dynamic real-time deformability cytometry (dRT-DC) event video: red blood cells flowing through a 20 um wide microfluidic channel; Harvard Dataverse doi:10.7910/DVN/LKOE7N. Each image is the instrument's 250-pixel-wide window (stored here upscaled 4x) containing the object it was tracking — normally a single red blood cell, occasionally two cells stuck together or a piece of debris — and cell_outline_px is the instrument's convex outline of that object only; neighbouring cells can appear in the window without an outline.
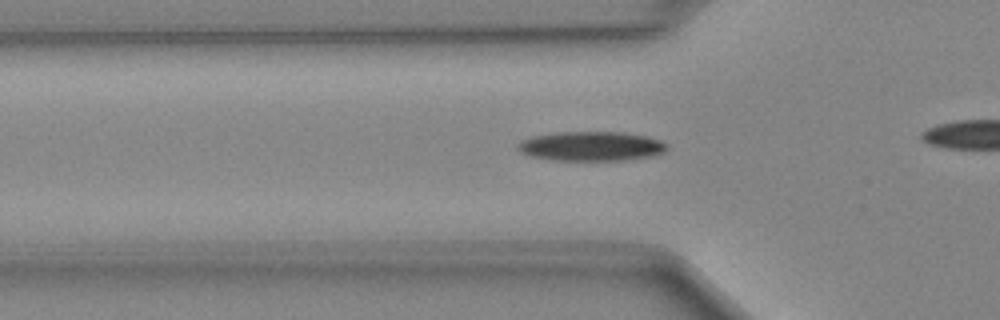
{"species": "Egyptian fruit bat (a non-hibernating species)", "species_latin": "Rousettus aegyptiacus", "temperature_condition": "cold", "stored_images_in_passage": 30, "camera_frame_rate_fps": 3000, "um_per_image_px": 0.085, "animal": {"sex": "female"}, "frame": {"image": 1, "passage_image": 7, "time_ms": 2.0, "image_size_px": [1000, 320], "cell_outline_px": [[668, 148], [664, 152], [652, 156], [624, 160], [552, 160], [532, 156], [520, 152], [516, 148], [516, 144], [532, 136], [556, 132], [624, 132], [648, 136], [660, 140]], "centroid_in_image_um": [50.25, 12.42], "position_along_channel_um": 75.6, "area_um2": 25.61}}
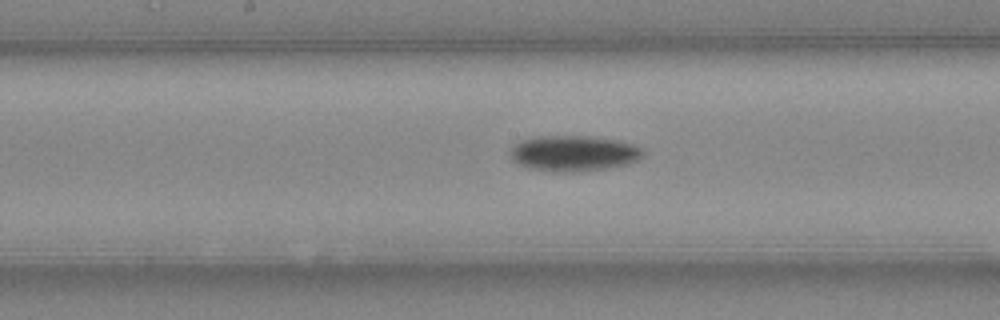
{"frame": {"image": 2, "passage_image": 16, "time_ms": 5.0, "image_size_px": [1000, 320], "cell_outline_px": [[644, 156], [628, 164], [608, 168], [572, 172], [552, 172], [532, 168], [520, 164], [512, 160], [512, 148], [520, 140], [540, 136], [588, 136], [620, 140], [644, 148]], "centroid_in_image_um": [48.82, 13.03], "position_along_channel_um": 199.4, "area_um2": 27.57}}
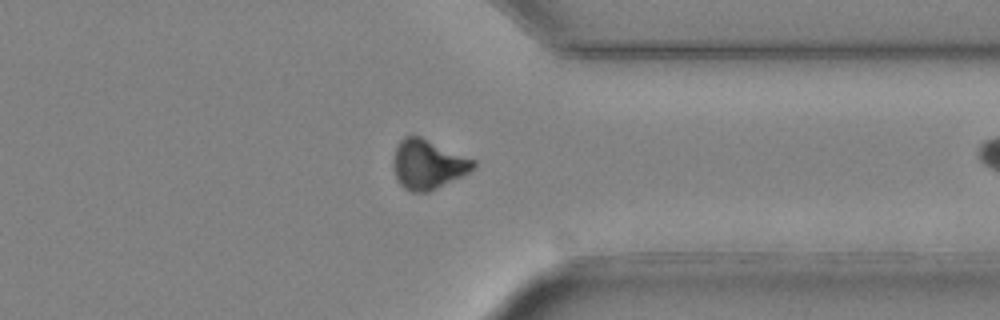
{"frame": {"image": 3, "passage_image": 29, "time_ms": 9.333, "image_size_px": [1000, 320], "cell_outline_px": [[476, 164], [468, 172], [428, 192], [412, 192], [404, 188], [396, 180], [392, 168], [392, 160], [396, 148], [400, 140], [404, 136], [420, 136], [476, 160]], "centroid_in_image_um": [36.32, 13.96], "position_along_channel_um": 375.1, "area_um2": 22.95}}